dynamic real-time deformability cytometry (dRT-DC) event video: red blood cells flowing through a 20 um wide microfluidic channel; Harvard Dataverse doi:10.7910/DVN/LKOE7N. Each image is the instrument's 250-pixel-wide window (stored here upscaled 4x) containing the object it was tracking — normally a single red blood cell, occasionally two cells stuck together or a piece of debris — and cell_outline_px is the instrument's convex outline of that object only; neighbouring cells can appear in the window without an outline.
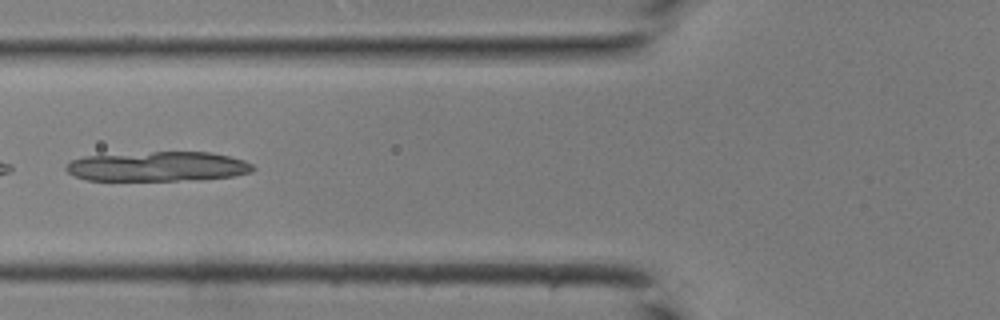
{"species": "common noctule bat (a hibernating species)", "species_latin": "Nyctalus noctula", "temperature_condition": "room temperature", "stored_images_in_passage": 40, "camera_frame_rate_fps": 3000, "um_per_image_px": 0.085, "animal": {"sex": "male", "body_mass_g": 19.0, "forearm_length_mm": 50.8}, "frame": {"image": 1, "passage_image": 16, "time_ms": 5.0, "image_size_px": [1000, 320], "cell_outline_px": [[252, 168], [248, 172], [232, 176], [176, 180], [88, 180], [76, 176], [68, 172], [68, 164], [72, 160], [92, 156], [156, 152], [208, 152], [228, 156], [252, 164]], "centroid_in_image_um": [13.4, 14.15], "position_along_channel_um": 112.4, "area_um2": 31.15}}
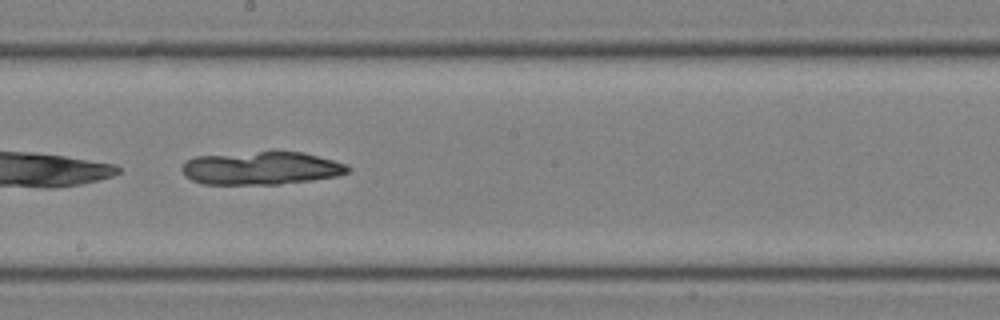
{"frame": {"image": 2, "passage_image": 23, "time_ms": 7.333, "image_size_px": [1000, 320], "cell_outline_px": [[348, 172], [336, 176], [308, 180], [276, 184], [204, 184], [192, 180], [184, 172], [184, 164], [188, 160], [196, 156], [260, 152], [300, 152], [332, 160], [344, 164], [348, 168]], "centroid_in_image_um": [22.19, 14.3], "position_along_channel_um": 226.0, "area_um2": 30.98}}
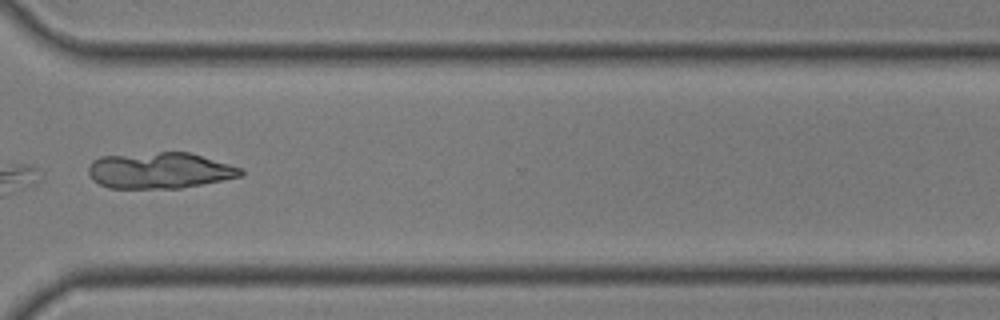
{"frame": {"image": 3, "passage_image": 31, "time_ms": 10.0, "image_size_px": [1000, 320], "cell_outline_px": [[244, 172], [240, 176], [180, 188], [112, 188], [100, 184], [92, 176], [88, 168], [96, 160], [104, 156], [160, 152], [188, 152], [240, 168]], "centroid_in_image_um": [13.58, 14.49], "position_along_channel_um": 357.0, "area_um2": 31.1}}